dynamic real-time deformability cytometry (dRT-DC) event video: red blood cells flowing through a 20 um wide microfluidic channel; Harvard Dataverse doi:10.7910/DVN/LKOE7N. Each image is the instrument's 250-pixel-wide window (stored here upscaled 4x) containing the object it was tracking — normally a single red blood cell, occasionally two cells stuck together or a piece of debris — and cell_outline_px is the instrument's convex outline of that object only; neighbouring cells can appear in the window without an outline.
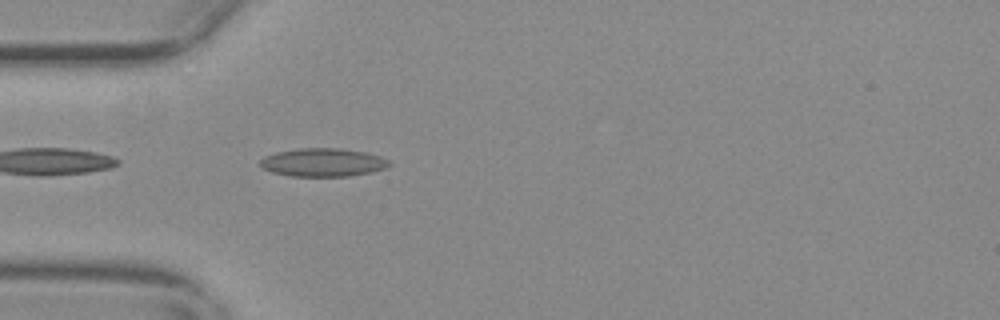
{"species": "common noctule bat (a hibernating species)", "species_latin": "Nyctalus noctula", "temperature_condition": "warm", "stored_images_in_passage": 36, "camera_frame_rate_fps": 3000, "um_per_image_px": 0.085, "animal": {"sex": "female", "body_mass_g": 29.2, "forearm_length_mm": 56.3}, "frame": {"image": 1, "passage_image": 2, "time_ms": 0.333, "image_size_px": [1000, 320], "cell_outline_px": [[392, 164], [384, 168], [372, 172], [348, 176], [288, 176], [272, 172], [264, 168], [260, 164], [260, 160], [264, 156], [276, 152], [300, 148], [336, 148], [364, 152], [380, 156], [388, 160]], "centroid_in_image_um": [27.44, 13.81], "position_along_channel_um": 57.6, "area_um2": 21.15}}
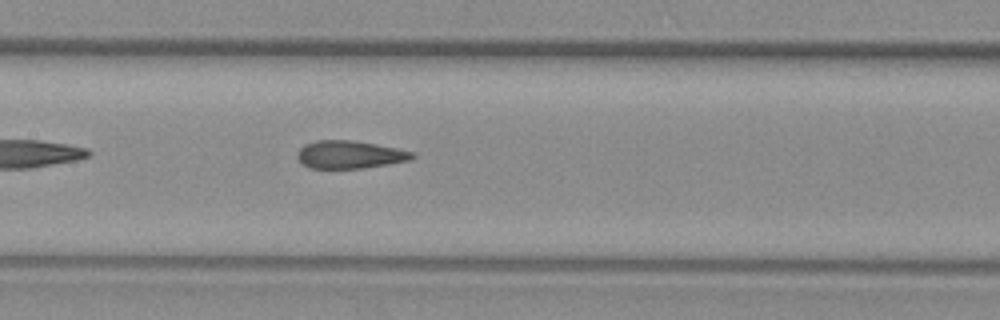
{"frame": {"image": 2, "passage_image": 12, "time_ms": 3.667, "image_size_px": [1000, 320], "cell_outline_px": [[416, 156], [412, 160], [364, 168], [308, 168], [296, 156], [296, 152], [304, 144], [316, 140], [352, 140], [376, 144], [396, 148], [412, 152]], "centroid_in_image_um": [29.72, 13.14], "position_along_channel_um": 177.7, "area_um2": 18.67}}
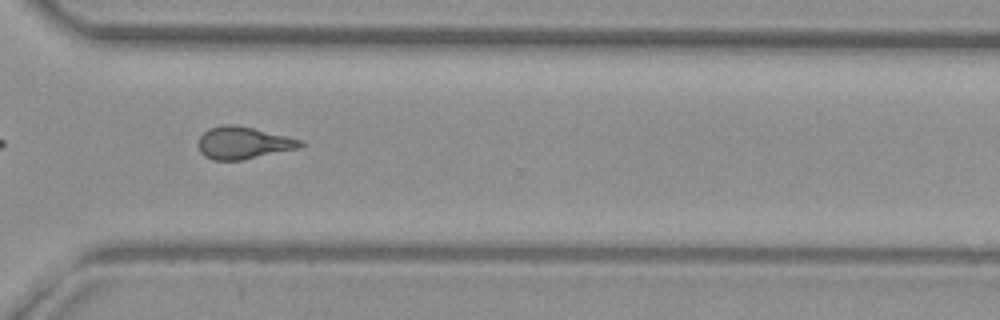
{"frame": {"image": 3, "passage_image": 26, "time_ms": 8.333, "image_size_px": [1000, 320], "cell_outline_px": [[304, 144], [300, 148], [240, 160], [212, 160], [204, 156], [200, 152], [196, 144], [200, 136], [208, 128], [224, 124], [236, 124], [304, 140]], "centroid_in_image_um": [20.65, 12.14], "position_along_channel_um": 349.9, "area_um2": 19.36}, "authors_computed_cell_mechanics": {"area_um2": 19.1029, "velocity_mm_per_s": 3.6974, "shape_relaxation_time_tau1_ms": null, "shape_relaxation_time_tau2_ms": 1.661, "deformation_change_tau1": null, "deformation_change_tau2": 0.084}}